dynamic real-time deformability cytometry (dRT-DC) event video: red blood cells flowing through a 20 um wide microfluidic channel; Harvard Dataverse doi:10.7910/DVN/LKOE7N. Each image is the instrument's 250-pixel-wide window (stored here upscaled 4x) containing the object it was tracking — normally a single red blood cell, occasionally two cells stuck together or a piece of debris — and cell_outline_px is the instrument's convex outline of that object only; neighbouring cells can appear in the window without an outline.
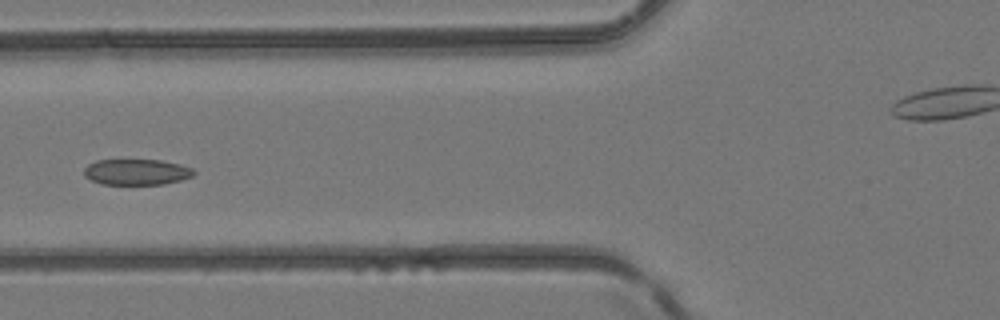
{"species": "common noctule bat (a hibernating species)", "species_latin": "Nyctalus noctula", "temperature_condition": "room temperature", "stored_images_in_passage": 5, "segment_of_instrument_passage": [1, 2], "camera_frame_rate_fps": 3000, "um_per_image_px": 0.085, "animal": {"sex": "female", "body_mass_g": 24.6, "forearm_length_mm": 56.2}, "frame": {"image": 1, "passage_image": 4, "time_ms": 3.667, "image_size_px": [1000, 320], "cell_outline_px": [[196, 172], [192, 176], [180, 180], [164, 184], [100, 184], [84, 176], [84, 168], [88, 164], [96, 160], [160, 160], [180, 164], [192, 168]], "centroid_in_image_um": [11.6, 14.62], "position_along_channel_um": 114.2, "area_um2": 16.53}}